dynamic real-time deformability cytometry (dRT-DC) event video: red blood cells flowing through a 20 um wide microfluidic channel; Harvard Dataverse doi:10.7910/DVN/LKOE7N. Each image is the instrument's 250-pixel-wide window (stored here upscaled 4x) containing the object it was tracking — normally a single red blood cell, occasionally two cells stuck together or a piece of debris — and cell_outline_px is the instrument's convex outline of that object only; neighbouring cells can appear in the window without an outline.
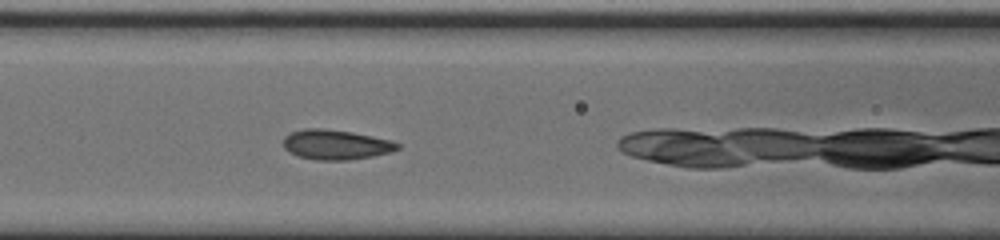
{"species": "common noctule bat (a hibernating species)", "species_latin": "Nyctalus noctula", "temperature_condition": "cold", "stored_images_in_passage": 32, "camera_frame_rate_fps": 3000, "um_per_image_px": 0.085, "animal": {"sex": "male", "body_mass_g": 20.0, "forearm_length_mm": 53.3}, "frame": {"image": 1, "passage_image": 11, "time_ms": 3.333, "image_size_px": [1000, 240], "cell_outline_px": [[400, 148], [392, 152], [372, 156], [348, 160], [316, 160], [300, 156], [284, 148], [284, 136], [292, 132], [304, 128], [324, 128], [352, 132], [392, 140], [400, 144]], "centroid_in_image_um": [28.59, 12.28], "position_along_channel_um": 138.0, "area_um2": 19.83}}
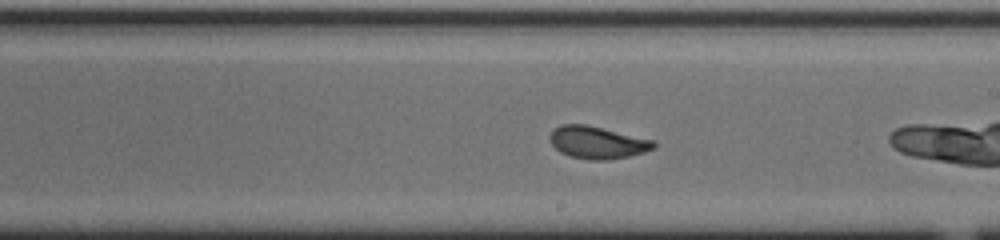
{"frame": {"image": 2, "passage_image": 19, "time_ms": 6.0, "image_size_px": [1000, 240], "cell_outline_px": [[656, 148], [644, 152], [628, 156], [608, 160], [592, 160], [568, 156], [560, 152], [552, 144], [548, 136], [552, 128], [560, 124], [584, 124], [652, 140], [656, 144]], "centroid_in_image_um": [50.72, 12.11], "position_along_channel_um": 238.3, "area_um2": 19.48}}
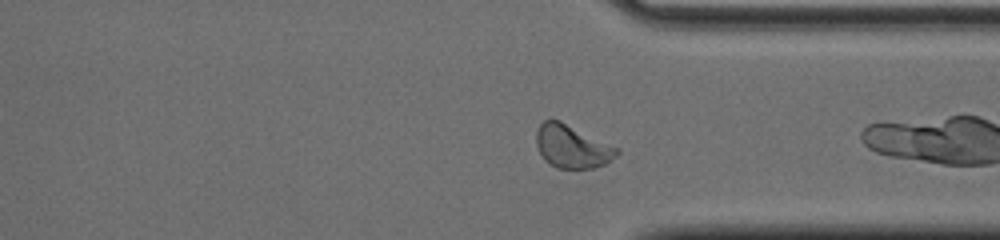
{"frame": {"image": 3, "passage_image": 29, "time_ms": 9.333, "image_size_px": [1000, 240], "cell_outline_px": [[620, 152], [616, 156], [604, 164], [592, 168], [556, 168], [548, 164], [544, 160], [536, 144], [536, 132], [540, 124], [544, 120], [560, 120], [620, 148]], "centroid_in_image_um": [48.63, 12.45], "position_along_channel_um": 362.8, "area_um2": 20.29}}